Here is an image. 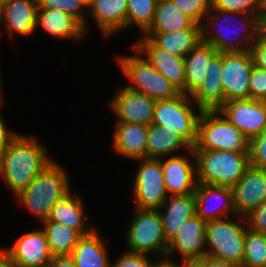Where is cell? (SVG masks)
I'll return each mask as SVG.
<instances>
[{
    "label": "cell",
    "mask_w": 266,
    "mask_h": 267,
    "mask_svg": "<svg viewBox=\"0 0 266 267\" xmlns=\"http://www.w3.org/2000/svg\"><path fill=\"white\" fill-rule=\"evenodd\" d=\"M201 28L202 41L212 45L218 53H232L250 51L266 25L256 15L211 8Z\"/></svg>",
    "instance_id": "1"
},
{
    "label": "cell",
    "mask_w": 266,
    "mask_h": 267,
    "mask_svg": "<svg viewBox=\"0 0 266 267\" xmlns=\"http://www.w3.org/2000/svg\"><path fill=\"white\" fill-rule=\"evenodd\" d=\"M54 160L39 139L19 133L0 155V179L15 197Z\"/></svg>",
    "instance_id": "2"
},
{
    "label": "cell",
    "mask_w": 266,
    "mask_h": 267,
    "mask_svg": "<svg viewBox=\"0 0 266 267\" xmlns=\"http://www.w3.org/2000/svg\"><path fill=\"white\" fill-rule=\"evenodd\" d=\"M69 176L66 168L54 160L15 199L41 223L49 217L55 203L72 191Z\"/></svg>",
    "instance_id": "3"
},
{
    "label": "cell",
    "mask_w": 266,
    "mask_h": 267,
    "mask_svg": "<svg viewBox=\"0 0 266 267\" xmlns=\"http://www.w3.org/2000/svg\"><path fill=\"white\" fill-rule=\"evenodd\" d=\"M197 183L232 188L251 166L249 153L193 150Z\"/></svg>",
    "instance_id": "4"
},
{
    "label": "cell",
    "mask_w": 266,
    "mask_h": 267,
    "mask_svg": "<svg viewBox=\"0 0 266 267\" xmlns=\"http://www.w3.org/2000/svg\"><path fill=\"white\" fill-rule=\"evenodd\" d=\"M233 217L235 220H232ZM246 230L245 218L238 215L208 221L206 223V256L241 267L245 253Z\"/></svg>",
    "instance_id": "5"
},
{
    "label": "cell",
    "mask_w": 266,
    "mask_h": 267,
    "mask_svg": "<svg viewBox=\"0 0 266 267\" xmlns=\"http://www.w3.org/2000/svg\"><path fill=\"white\" fill-rule=\"evenodd\" d=\"M135 55H117L116 62L131 84L126 87L146 94L155 101L169 100L181 92L153 67L136 49Z\"/></svg>",
    "instance_id": "6"
},
{
    "label": "cell",
    "mask_w": 266,
    "mask_h": 267,
    "mask_svg": "<svg viewBox=\"0 0 266 267\" xmlns=\"http://www.w3.org/2000/svg\"><path fill=\"white\" fill-rule=\"evenodd\" d=\"M250 140L218 110H203L193 150H225L249 153Z\"/></svg>",
    "instance_id": "7"
},
{
    "label": "cell",
    "mask_w": 266,
    "mask_h": 267,
    "mask_svg": "<svg viewBox=\"0 0 266 267\" xmlns=\"http://www.w3.org/2000/svg\"><path fill=\"white\" fill-rule=\"evenodd\" d=\"M125 234L127 251L147 255L152 253L155 259L166 258L168 242L159 210L135 208Z\"/></svg>",
    "instance_id": "8"
},
{
    "label": "cell",
    "mask_w": 266,
    "mask_h": 267,
    "mask_svg": "<svg viewBox=\"0 0 266 267\" xmlns=\"http://www.w3.org/2000/svg\"><path fill=\"white\" fill-rule=\"evenodd\" d=\"M202 112L203 109L195 104L190 95L180 93L175 98L156 101L152 124L175 131L194 147Z\"/></svg>",
    "instance_id": "9"
},
{
    "label": "cell",
    "mask_w": 266,
    "mask_h": 267,
    "mask_svg": "<svg viewBox=\"0 0 266 267\" xmlns=\"http://www.w3.org/2000/svg\"><path fill=\"white\" fill-rule=\"evenodd\" d=\"M135 161L139 163L132 186L135 208L158 210L169 196L165 189L161 159Z\"/></svg>",
    "instance_id": "10"
},
{
    "label": "cell",
    "mask_w": 266,
    "mask_h": 267,
    "mask_svg": "<svg viewBox=\"0 0 266 267\" xmlns=\"http://www.w3.org/2000/svg\"><path fill=\"white\" fill-rule=\"evenodd\" d=\"M0 253L14 267H46L52 259L49 244L42 228L25 232Z\"/></svg>",
    "instance_id": "11"
},
{
    "label": "cell",
    "mask_w": 266,
    "mask_h": 267,
    "mask_svg": "<svg viewBox=\"0 0 266 267\" xmlns=\"http://www.w3.org/2000/svg\"><path fill=\"white\" fill-rule=\"evenodd\" d=\"M217 110L249 140L266 129V101L252 98L225 101Z\"/></svg>",
    "instance_id": "12"
},
{
    "label": "cell",
    "mask_w": 266,
    "mask_h": 267,
    "mask_svg": "<svg viewBox=\"0 0 266 267\" xmlns=\"http://www.w3.org/2000/svg\"><path fill=\"white\" fill-rule=\"evenodd\" d=\"M253 66L250 51L223 53L224 102L250 98V77Z\"/></svg>",
    "instance_id": "13"
},
{
    "label": "cell",
    "mask_w": 266,
    "mask_h": 267,
    "mask_svg": "<svg viewBox=\"0 0 266 267\" xmlns=\"http://www.w3.org/2000/svg\"><path fill=\"white\" fill-rule=\"evenodd\" d=\"M108 102L109 108L116 117L115 122L138 123L148 126L152 124L156 101L146 94L122 85L117 88L114 96Z\"/></svg>",
    "instance_id": "14"
},
{
    "label": "cell",
    "mask_w": 266,
    "mask_h": 267,
    "mask_svg": "<svg viewBox=\"0 0 266 267\" xmlns=\"http://www.w3.org/2000/svg\"><path fill=\"white\" fill-rule=\"evenodd\" d=\"M186 154L189 156L187 157ZM186 154L180 153V155L161 158L168 195H188L195 192L198 183L193 148Z\"/></svg>",
    "instance_id": "15"
},
{
    "label": "cell",
    "mask_w": 266,
    "mask_h": 267,
    "mask_svg": "<svg viewBox=\"0 0 266 267\" xmlns=\"http://www.w3.org/2000/svg\"><path fill=\"white\" fill-rule=\"evenodd\" d=\"M206 221L198 215L184 221L177 234L168 242L166 259L174 261V255L181 259L206 256Z\"/></svg>",
    "instance_id": "16"
},
{
    "label": "cell",
    "mask_w": 266,
    "mask_h": 267,
    "mask_svg": "<svg viewBox=\"0 0 266 267\" xmlns=\"http://www.w3.org/2000/svg\"><path fill=\"white\" fill-rule=\"evenodd\" d=\"M136 49L153 67L168 79L181 93L185 94L184 57L157 47L149 38L138 37Z\"/></svg>",
    "instance_id": "17"
},
{
    "label": "cell",
    "mask_w": 266,
    "mask_h": 267,
    "mask_svg": "<svg viewBox=\"0 0 266 267\" xmlns=\"http://www.w3.org/2000/svg\"><path fill=\"white\" fill-rule=\"evenodd\" d=\"M194 194L196 215L206 222L237 215L232 188L198 184Z\"/></svg>",
    "instance_id": "18"
},
{
    "label": "cell",
    "mask_w": 266,
    "mask_h": 267,
    "mask_svg": "<svg viewBox=\"0 0 266 267\" xmlns=\"http://www.w3.org/2000/svg\"><path fill=\"white\" fill-rule=\"evenodd\" d=\"M38 7V0H4L0 16V35L3 34L2 29H5L7 36L11 38L15 34L25 38L34 35Z\"/></svg>",
    "instance_id": "19"
},
{
    "label": "cell",
    "mask_w": 266,
    "mask_h": 267,
    "mask_svg": "<svg viewBox=\"0 0 266 267\" xmlns=\"http://www.w3.org/2000/svg\"><path fill=\"white\" fill-rule=\"evenodd\" d=\"M232 191L237 215L245 217L266 200V169L250 166Z\"/></svg>",
    "instance_id": "20"
},
{
    "label": "cell",
    "mask_w": 266,
    "mask_h": 267,
    "mask_svg": "<svg viewBox=\"0 0 266 267\" xmlns=\"http://www.w3.org/2000/svg\"><path fill=\"white\" fill-rule=\"evenodd\" d=\"M148 125L115 122L112 135V150L134 161L146 158Z\"/></svg>",
    "instance_id": "21"
},
{
    "label": "cell",
    "mask_w": 266,
    "mask_h": 267,
    "mask_svg": "<svg viewBox=\"0 0 266 267\" xmlns=\"http://www.w3.org/2000/svg\"><path fill=\"white\" fill-rule=\"evenodd\" d=\"M88 14L107 39L126 29L127 0H94L88 6Z\"/></svg>",
    "instance_id": "22"
},
{
    "label": "cell",
    "mask_w": 266,
    "mask_h": 267,
    "mask_svg": "<svg viewBox=\"0 0 266 267\" xmlns=\"http://www.w3.org/2000/svg\"><path fill=\"white\" fill-rule=\"evenodd\" d=\"M223 53H217L206 69L203 83L191 99L203 110H217L224 103L222 86Z\"/></svg>",
    "instance_id": "23"
},
{
    "label": "cell",
    "mask_w": 266,
    "mask_h": 267,
    "mask_svg": "<svg viewBox=\"0 0 266 267\" xmlns=\"http://www.w3.org/2000/svg\"><path fill=\"white\" fill-rule=\"evenodd\" d=\"M38 28L60 40L79 42L86 36L84 26L61 10L38 8L36 30Z\"/></svg>",
    "instance_id": "24"
},
{
    "label": "cell",
    "mask_w": 266,
    "mask_h": 267,
    "mask_svg": "<svg viewBox=\"0 0 266 267\" xmlns=\"http://www.w3.org/2000/svg\"><path fill=\"white\" fill-rule=\"evenodd\" d=\"M196 196L169 195L159 210L163 221V231L169 242L179 231L184 221L196 215Z\"/></svg>",
    "instance_id": "25"
},
{
    "label": "cell",
    "mask_w": 266,
    "mask_h": 267,
    "mask_svg": "<svg viewBox=\"0 0 266 267\" xmlns=\"http://www.w3.org/2000/svg\"><path fill=\"white\" fill-rule=\"evenodd\" d=\"M139 37H147L157 47L185 57L202 42V28L201 25L193 23L188 29L175 32H144Z\"/></svg>",
    "instance_id": "26"
},
{
    "label": "cell",
    "mask_w": 266,
    "mask_h": 267,
    "mask_svg": "<svg viewBox=\"0 0 266 267\" xmlns=\"http://www.w3.org/2000/svg\"><path fill=\"white\" fill-rule=\"evenodd\" d=\"M73 191L64 198L58 200L52 207L49 217L46 220L54 221L68 226L82 235L91 234L95 227H89L86 218L84 200ZM87 224V225H86Z\"/></svg>",
    "instance_id": "27"
},
{
    "label": "cell",
    "mask_w": 266,
    "mask_h": 267,
    "mask_svg": "<svg viewBox=\"0 0 266 267\" xmlns=\"http://www.w3.org/2000/svg\"><path fill=\"white\" fill-rule=\"evenodd\" d=\"M191 149L192 146L175 131H172L164 126H158L155 124L149 125L146 158L161 159L174 156L175 154L173 153L180 155L179 153L181 151L182 154L187 153V151ZM177 151H179V153Z\"/></svg>",
    "instance_id": "28"
},
{
    "label": "cell",
    "mask_w": 266,
    "mask_h": 267,
    "mask_svg": "<svg viewBox=\"0 0 266 267\" xmlns=\"http://www.w3.org/2000/svg\"><path fill=\"white\" fill-rule=\"evenodd\" d=\"M70 256L76 267H111L106 239L99 236L96 228L79 239Z\"/></svg>",
    "instance_id": "29"
},
{
    "label": "cell",
    "mask_w": 266,
    "mask_h": 267,
    "mask_svg": "<svg viewBox=\"0 0 266 267\" xmlns=\"http://www.w3.org/2000/svg\"><path fill=\"white\" fill-rule=\"evenodd\" d=\"M217 53L212 45L202 41L184 57L185 95L191 96L203 83L206 69Z\"/></svg>",
    "instance_id": "30"
},
{
    "label": "cell",
    "mask_w": 266,
    "mask_h": 267,
    "mask_svg": "<svg viewBox=\"0 0 266 267\" xmlns=\"http://www.w3.org/2000/svg\"><path fill=\"white\" fill-rule=\"evenodd\" d=\"M193 23L172 0H158L151 26L145 32H175L188 29Z\"/></svg>",
    "instance_id": "31"
},
{
    "label": "cell",
    "mask_w": 266,
    "mask_h": 267,
    "mask_svg": "<svg viewBox=\"0 0 266 267\" xmlns=\"http://www.w3.org/2000/svg\"><path fill=\"white\" fill-rule=\"evenodd\" d=\"M41 225L53 257L70 256L83 236L80 232L54 221L44 220Z\"/></svg>",
    "instance_id": "32"
},
{
    "label": "cell",
    "mask_w": 266,
    "mask_h": 267,
    "mask_svg": "<svg viewBox=\"0 0 266 267\" xmlns=\"http://www.w3.org/2000/svg\"><path fill=\"white\" fill-rule=\"evenodd\" d=\"M158 0H127L126 29L137 26L141 35L151 26Z\"/></svg>",
    "instance_id": "33"
},
{
    "label": "cell",
    "mask_w": 266,
    "mask_h": 267,
    "mask_svg": "<svg viewBox=\"0 0 266 267\" xmlns=\"http://www.w3.org/2000/svg\"><path fill=\"white\" fill-rule=\"evenodd\" d=\"M241 267H266L265 234L247 228L245 235V253Z\"/></svg>",
    "instance_id": "34"
},
{
    "label": "cell",
    "mask_w": 266,
    "mask_h": 267,
    "mask_svg": "<svg viewBox=\"0 0 266 267\" xmlns=\"http://www.w3.org/2000/svg\"><path fill=\"white\" fill-rule=\"evenodd\" d=\"M39 7L45 9L61 10L75 19H77L85 29L86 34L89 31L88 5L84 0H38Z\"/></svg>",
    "instance_id": "35"
},
{
    "label": "cell",
    "mask_w": 266,
    "mask_h": 267,
    "mask_svg": "<svg viewBox=\"0 0 266 267\" xmlns=\"http://www.w3.org/2000/svg\"><path fill=\"white\" fill-rule=\"evenodd\" d=\"M212 8L256 15L266 25V17L263 14L260 0H212Z\"/></svg>",
    "instance_id": "36"
},
{
    "label": "cell",
    "mask_w": 266,
    "mask_h": 267,
    "mask_svg": "<svg viewBox=\"0 0 266 267\" xmlns=\"http://www.w3.org/2000/svg\"><path fill=\"white\" fill-rule=\"evenodd\" d=\"M173 3L194 23L202 25L212 8V0H172Z\"/></svg>",
    "instance_id": "37"
},
{
    "label": "cell",
    "mask_w": 266,
    "mask_h": 267,
    "mask_svg": "<svg viewBox=\"0 0 266 267\" xmlns=\"http://www.w3.org/2000/svg\"><path fill=\"white\" fill-rule=\"evenodd\" d=\"M156 261L150 255L125 250L116 261H111V267H153Z\"/></svg>",
    "instance_id": "38"
},
{
    "label": "cell",
    "mask_w": 266,
    "mask_h": 267,
    "mask_svg": "<svg viewBox=\"0 0 266 267\" xmlns=\"http://www.w3.org/2000/svg\"><path fill=\"white\" fill-rule=\"evenodd\" d=\"M249 155L251 166L266 169V129L250 140Z\"/></svg>",
    "instance_id": "39"
},
{
    "label": "cell",
    "mask_w": 266,
    "mask_h": 267,
    "mask_svg": "<svg viewBox=\"0 0 266 267\" xmlns=\"http://www.w3.org/2000/svg\"><path fill=\"white\" fill-rule=\"evenodd\" d=\"M250 98L266 101V70L253 66L250 77Z\"/></svg>",
    "instance_id": "40"
},
{
    "label": "cell",
    "mask_w": 266,
    "mask_h": 267,
    "mask_svg": "<svg viewBox=\"0 0 266 267\" xmlns=\"http://www.w3.org/2000/svg\"><path fill=\"white\" fill-rule=\"evenodd\" d=\"M244 218L249 230L266 234V200Z\"/></svg>",
    "instance_id": "41"
},
{
    "label": "cell",
    "mask_w": 266,
    "mask_h": 267,
    "mask_svg": "<svg viewBox=\"0 0 266 267\" xmlns=\"http://www.w3.org/2000/svg\"><path fill=\"white\" fill-rule=\"evenodd\" d=\"M254 66L266 70V29L250 48Z\"/></svg>",
    "instance_id": "42"
},
{
    "label": "cell",
    "mask_w": 266,
    "mask_h": 267,
    "mask_svg": "<svg viewBox=\"0 0 266 267\" xmlns=\"http://www.w3.org/2000/svg\"><path fill=\"white\" fill-rule=\"evenodd\" d=\"M3 102L0 103V105ZM1 108V106H0ZM19 134L17 131L10 130L4 122L2 113H0V155L4 152L10 142Z\"/></svg>",
    "instance_id": "43"
},
{
    "label": "cell",
    "mask_w": 266,
    "mask_h": 267,
    "mask_svg": "<svg viewBox=\"0 0 266 267\" xmlns=\"http://www.w3.org/2000/svg\"><path fill=\"white\" fill-rule=\"evenodd\" d=\"M46 267H76L71 256H54Z\"/></svg>",
    "instance_id": "44"
},
{
    "label": "cell",
    "mask_w": 266,
    "mask_h": 267,
    "mask_svg": "<svg viewBox=\"0 0 266 267\" xmlns=\"http://www.w3.org/2000/svg\"><path fill=\"white\" fill-rule=\"evenodd\" d=\"M206 267H239L233 263L226 262L224 260L216 259L210 256H205Z\"/></svg>",
    "instance_id": "45"
},
{
    "label": "cell",
    "mask_w": 266,
    "mask_h": 267,
    "mask_svg": "<svg viewBox=\"0 0 266 267\" xmlns=\"http://www.w3.org/2000/svg\"><path fill=\"white\" fill-rule=\"evenodd\" d=\"M178 267H206L205 257L192 258V259H181V262L178 263Z\"/></svg>",
    "instance_id": "46"
},
{
    "label": "cell",
    "mask_w": 266,
    "mask_h": 267,
    "mask_svg": "<svg viewBox=\"0 0 266 267\" xmlns=\"http://www.w3.org/2000/svg\"><path fill=\"white\" fill-rule=\"evenodd\" d=\"M177 260H168V259H157L153 267H178V261Z\"/></svg>",
    "instance_id": "47"
},
{
    "label": "cell",
    "mask_w": 266,
    "mask_h": 267,
    "mask_svg": "<svg viewBox=\"0 0 266 267\" xmlns=\"http://www.w3.org/2000/svg\"><path fill=\"white\" fill-rule=\"evenodd\" d=\"M0 267H14V266L0 253Z\"/></svg>",
    "instance_id": "48"
},
{
    "label": "cell",
    "mask_w": 266,
    "mask_h": 267,
    "mask_svg": "<svg viewBox=\"0 0 266 267\" xmlns=\"http://www.w3.org/2000/svg\"><path fill=\"white\" fill-rule=\"evenodd\" d=\"M260 4L262 7L263 14L266 17V0H260Z\"/></svg>",
    "instance_id": "49"
},
{
    "label": "cell",
    "mask_w": 266,
    "mask_h": 267,
    "mask_svg": "<svg viewBox=\"0 0 266 267\" xmlns=\"http://www.w3.org/2000/svg\"><path fill=\"white\" fill-rule=\"evenodd\" d=\"M0 77H1V74H0ZM1 84H2V82H1V78H0V101L3 102V101H2V100H3V99H2V97H3V96H2V92H3L2 90H3V89L1 88V86H2Z\"/></svg>",
    "instance_id": "50"
},
{
    "label": "cell",
    "mask_w": 266,
    "mask_h": 267,
    "mask_svg": "<svg viewBox=\"0 0 266 267\" xmlns=\"http://www.w3.org/2000/svg\"><path fill=\"white\" fill-rule=\"evenodd\" d=\"M3 1L4 0H0V16H1L2 10H3Z\"/></svg>",
    "instance_id": "51"
},
{
    "label": "cell",
    "mask_w": 266,
    "mask_h": 267,
    "mask_svg": "<svg viewBox=\"0 0 266 267\" xmlns=\"http://www.w3.org/2000/svg\"><path fill=\"white\" fill-rule=\"evenodd\" d=\"M94 0H84V2L89 6Z\"/></svg>",
    "instance_id": "52"
}]
</instances>
